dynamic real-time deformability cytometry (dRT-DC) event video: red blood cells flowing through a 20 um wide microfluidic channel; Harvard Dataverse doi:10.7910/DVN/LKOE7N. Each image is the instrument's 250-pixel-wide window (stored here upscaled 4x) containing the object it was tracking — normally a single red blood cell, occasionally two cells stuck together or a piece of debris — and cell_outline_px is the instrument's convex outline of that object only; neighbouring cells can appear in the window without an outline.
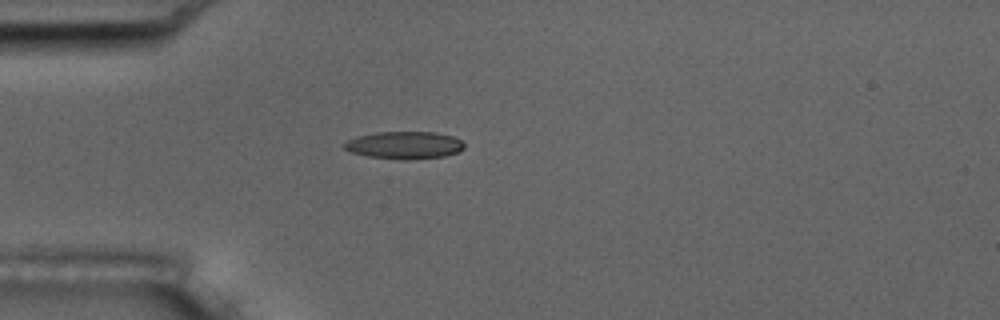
{"species": "common noctule bat (a hibernating species)", "species_latin": "Nyctalus noctula", "temperature_condition": "room temperature", "stored_images_in_passage": 1, "camera_frame_rate_fps": 3000, "um_per_image_px": 0.085, "animal": {"sex": "male", "body_mass_g": 17.5, "forearm_length_mm": 52.3}, "frame": {"image": 1, "passage_image": 1, "time_ms": 0.0, "image_size_px": [1000, 320], "cell_outline_px": [[464, 148], [460, 152], [444, 156], [408, 160], [400, 160], [368, 156], [352, 152], [344, 148], [344, 144], [348, 140], [356, 136], [376, 132], [436, 132], [452, 136], [460, 140], [464, 144]], "centroid_in_image_um": [34.39, 12.34], "position_along_channel_um": 50.6, "area_um2": 19.25}}